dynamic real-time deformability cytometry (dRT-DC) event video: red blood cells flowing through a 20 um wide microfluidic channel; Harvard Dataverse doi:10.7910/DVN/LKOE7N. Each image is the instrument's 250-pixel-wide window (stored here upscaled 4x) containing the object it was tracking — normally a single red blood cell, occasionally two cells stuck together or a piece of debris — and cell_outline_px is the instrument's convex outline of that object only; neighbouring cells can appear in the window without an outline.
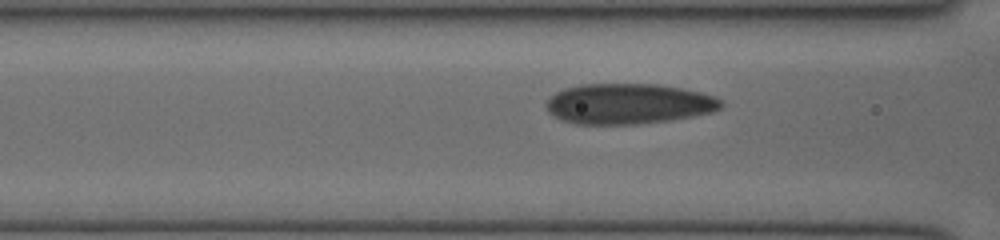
{"species": "human", "species_latin": "Homo sapiens", "temperature_condition": "cold", "stored_images_in_passage": 17, "camera_frame_rate_fps": 3000, "um_per_image_px": 0.085, "donor": {"sex": "female"}, "frame": {"image": 1, "passage_image": 12, "time_ms": 3.667, "image_size_px": [1000, 240], "cell_outline_px": [[724, 104], [720, 108], [712, 112], [672, 120], [636, 124], [576, 124], [560, 120], [548, 112], [544, 104], [556, 92], [564, 88], [580, 84], [660, 84], [700, 92], [716, 96]], "centroid_in_image_um": [53.4, 8.82], "position_along_channel_um": 113.2, "area_um2": 41.44}}
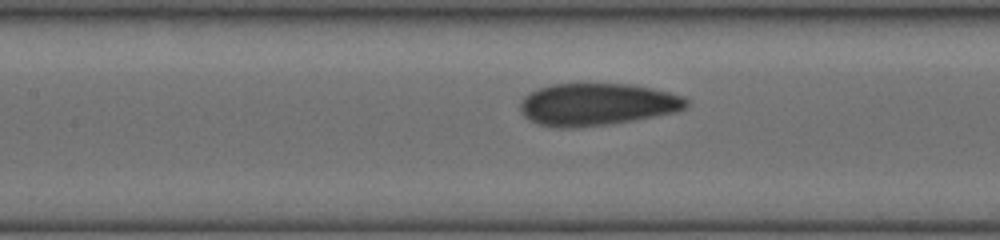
{"frame": {"image": 2, "passage_image": 15, "time_ms": 4.667, "image_size_px": [1000, 240], "cell_outline_px": [[688, 108], [676, 112], [656, 116], [632, 120], [604, 124], [572, 128], [560, 128], [540, 124], [524, 116], [520, 112], [520, 100], [524, 96], [536, 88], [552, 84], [632, 84], [652, 88], [684, 96], [688, 100]], "centroid_in_image_um": [50.75, 8.86], "position_along_channel_um": 156.7, "area_um2": 40.92}}